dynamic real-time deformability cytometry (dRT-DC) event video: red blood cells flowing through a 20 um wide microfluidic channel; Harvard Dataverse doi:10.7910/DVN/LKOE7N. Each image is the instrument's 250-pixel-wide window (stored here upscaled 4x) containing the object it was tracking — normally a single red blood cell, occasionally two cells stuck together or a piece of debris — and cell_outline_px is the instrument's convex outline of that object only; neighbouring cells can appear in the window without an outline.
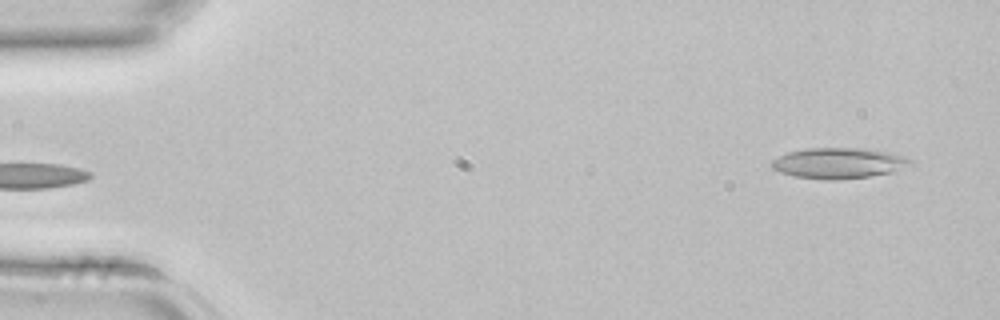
{"species": "common noctule bat (a hibernating species)", "species_latin": "Nyctalus noctula", "temperature_condition": "room temperature", "stored_images_in_passage": 3, "camera_frame_rate_fps": 3000, "um_per_image_px": 0.085, "animal": {"sex": "female", "body_mass_g": 22.7, "forearm_length_mm": 54.2}, "frame": {"image": 1, "passage_image": 3, "time_ms": 0.667, "image_size_px": [1000, 320], "cell_outline_px": [[912, 160], [892, 172], [872, 176], [836, 180], [824, 180], [796, 176], [780, 172], [772, 168], [768, 164], [772, 160], [788, 152], [808, 148], [868, 148], [888, 152], [904, 156]], "centroid_in_image_um": [71.22, 13.86], "position_along_channel_um": 13.8, "area_um2": 24.62}}